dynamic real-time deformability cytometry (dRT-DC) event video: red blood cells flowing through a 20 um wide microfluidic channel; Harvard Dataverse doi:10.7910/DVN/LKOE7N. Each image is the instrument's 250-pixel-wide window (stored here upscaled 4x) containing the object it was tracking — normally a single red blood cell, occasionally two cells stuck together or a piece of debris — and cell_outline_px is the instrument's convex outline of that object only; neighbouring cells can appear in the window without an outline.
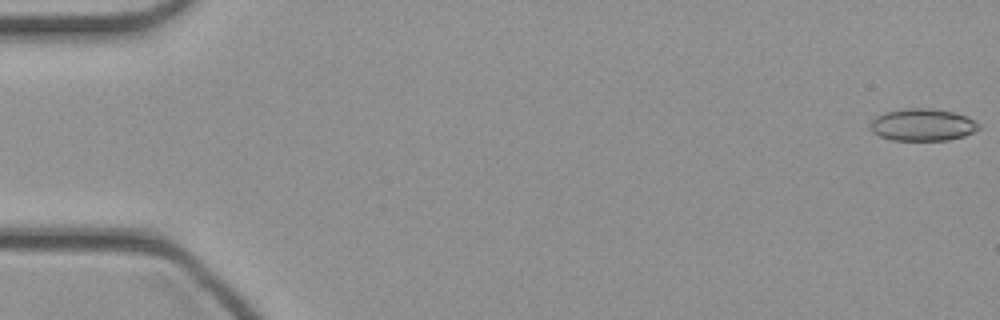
{"species": "common noctule bat (a hibernating species)", "species_latin": "Nyctalus noctula", "temperature_condition": "cold", "stored_images_in_passage": 46, "camera_frame_rate_fps": 3000, "um_per_image_px": 0.085, "animal": {"sex": "female", "body_mass_g": 21.9}, "frame": {"image": 1, "passage_image": 1, "time_ms": 0.0, "image_size_px": [1000, 320], "cell_outline_px": [[980, 128], [964, 136], [948, 140], [892, 140], [880, 136], [872, 132], [872, 120], [876, 116], [884, 112], [908, 108], [932, 108], [952, 112], [968, 116], [980, 124]], "centroid_in_image_um": [78.44, 10.6], "position_along_channel_um": 6.6, "area_um2": 20.29}}
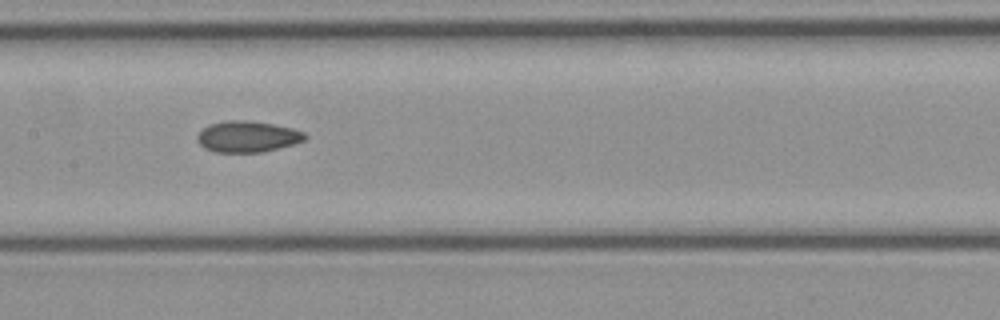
{"frame": {"image": 2, "passage_image": 23, "time_ms": 7.333, "image_size_px": [1000, 320], "cell_outline_px": [[308, 136], [304, 140], [292, 144], [264, 152], [216, 152], [204, 148], [196, 140], [196, 136], [208, 124], [224, 120], [248, 120], [272, 124], [292, 128], [304, 132]], "centroid_in_image_um": [21.01, 11.6], "position_along_channel_um": 186.4, "area_um2": 19.59}}
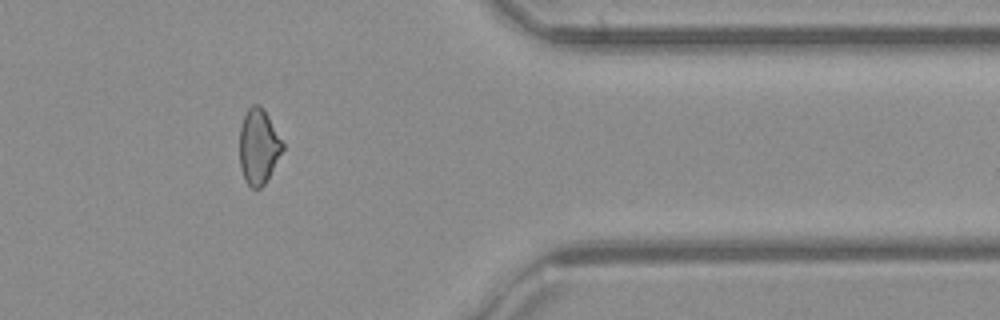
{"frame": {"image": 3, "passage_image": 38, "time_ms": 12.333, "image_size_px": [1000, 320], "cell_outline_px": [[284, 148], [264, 184], [260, 188], [252, 188], [244, 180], [240, 168], [240, 128], [244, 116], [248, 108], [252, 104], [260, 104], [264, 108], [284, 144]], "centroid_in_image_um": [21.97, 12.43], "position_along_channel_um": 389.4, "area_um2": 18.79}}